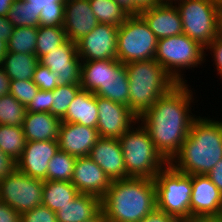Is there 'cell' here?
<instances>
[{
    "instance_id": "18",
    "label": "cell",
    "mask_w": 222,
    "mask_h": 222,
    "mask_svg": "<svg viewBox=\"0 0 222 222\" xmlns=\"http://www.w3.org/2000/svg\"><path fill=\"white\" fill-rule=\"evenodd\" d=\"M98 24L89 0H67L64 8L63 29L67 39L77 43Z\"/></svg>"
},
{
    "instance_id": "14",
    "label": "cell",
    "mask_w": 222,
    "mask_h": 222,
    "mask_svg": "<svg viewBox=\"0 0 222 222\" xmlns=\"http://www.w3.org/2000/svg\"><path fill=\"white\" fill-rule=\"evenodd\" d=\"M39 63L57 74L59 84L80 85L82 61L76 43L67 40L52 52L42 56Z\"/></svg>"
},
{
    "instance_id": "10",
    "label": "cell",
    "mask_w": 222,
    "mask_h": 222,
    "mask_svg": "<svg viewBox=\"0 0 222 222\" xmlns=\"http://www.w3.org/2000/svg\"><path fill=\"white\" fill-rule=\"evenodd\" d=\"M43 188V180L15 169L0 180V201L22 214L42 205Z\"/></svg>"
},
{
    "instance_id": "16",
    "label": "cell",
    "mask_w": 222,
    "mask_h": 222,
    "mask_svg": "<svg viewBox=\"0 0 222 222\" xmlns=\"http://www.w3.org/2000/svg\"><path fill=\"white\" fill-rule=\"evenodd\" d=\"M99 138L96 128L78 123H60L58 133L59 150L69 155L88 157Z\"/></svg>"
},
{
    "instance_id": "51",
    "label": "cell",
    "mask_w": 222,
    "mask_h": 222,
    "mask_svg": "<svg viewBox=\"0 0 222 222\" xmlns=\"http://www.w3.org/2000/svg\"><path fill=\"white\" fill-rule=\"evenodd\" d=\"M129 15H132V0H114Z\"/></svg>"
},
{
    "instance_id": "6",
    "label": "cell",
    "mask_w": 222,
    "mask_h": 222,
    "mask_svg": "<svg viewBox=\"0 0 222 222\" xmlns=\"http://www.w3.org/2000/svg\"><path fill=\"white\" fill-rule=\"evenodd\" d=\"M204 50L202 45L182 33L159 39L154 59L177 84L187 83L183 70L202 65L207 56Z\"/></svg>"
},
{
    "instance_id": "44",
    "label": "cell",
    "mask_w": 222,
    "mask_h": 222,
    "mask_svg": "<svg viewBox=\"0 0 222 222\" xmlns=\"http://www.w3.org/2000/svg\"><path fill=\"white\" fill-rule=\"evenodd\" d=\"M0 222H21V214L0 201Z\"/></svg>"
},
{
    "instance_id": "34",
    "label": "cell",
    "mask_w": 222,
    "mask_h": 222,
    "mask_svg": "<svg viewBox=\"0 0 222 222\" xmlns=\"http://www.w3.org/2000/svg\"><path fill=\"white\" fill-rule=\"evenodd\" d=\"M26 107L11 94L0 97V125L22 126Z\"/></svg>"
},
{
    "instance_id": "54",
    "label": "cell",
    "mask_w": 222,
    "mask_h": 222,
    "mask_svg": "<svg viewBox=\"0 0 222 222\" xmlns=\"http://www.w3.org/2000/svg\"><path fill=\"white\" fill-rule=\"evenodd\" d=\"M183 0H158L159 5H176Z\"/></svg>"
},
{
    "instance_id": "8",
    "label": "cell",
    "mask_w": 222,
    "mask_h": 222,
    "mask_svg": "<svg viewBox=\"0 0 222 222\" xmlns=\"http://www.w3.org/2000/svg\"><path fill=\"white\" fill-rule=\"evenodd\" d=\"M158 39L140 15H130L118 27L117 60L123 64L154 59Z\"/></svg>"
},
{
    "instance_id": "15",
    "label": "cell",
    "mask_w": 222,
    "mask_h": 222,
    "mask_svg": "<svg viewBox=\"0 0 222 222\" xmlns=\"http://www.w3.org/2000/svg\"><path fill=\"white\" fill-rule=\"evenodd\" d=\"M58 151V141H26L16 169L30 177L47 180L48 163Z\"/></svg>"
},
{
    "instance_id": "1",
    "label": "cell",
    "mask_w": 222,
    "mask_h": 222,
    "mask_svg": "<svg viewBox=\"0 0 222 222\" xmlns=\"http://www.w3.org/2000/svg\"><path fill=\"white\" fill-rule=\"evenodd\" d=\"M188 86L186 83L176 84L138 118L168 163L179 152L197 117L191 111L195 98Z\"/></svg>"
},
{
    "instance_id": "33",
    "label": "cell",
    "mask_w": 222,
    "mask_h": 222,
    "mask_svg": "<svg viewBox=\"0 0 222 222\" xmlns=\"http://www.w3.org/2000/svg\"><path fill=\"white\" fill-rule=\"evenodd\" d=\"M8 21L14 27H36L39 25L37 10L26 0H15L7 14Z\"/></svg>"
},
{
    "instance_id": "30",
    "label": "cell",
    "mask_w": 222,
    "mask_h": 222,
    "mask_svg": "<svg viewBox=\"0 0 222 222\" xmlns=\"http://www.w3.org/2000/svg\"><path fill=\"white\" fill-rule=\"evenodd\" d=\"M66 32L63 26H43L40 25L37 31L36 56H42L52 52L67 41Z\"/></svg>"
},
{
    "instance_id": "11",
    "label": "cell",
    "mask_w": 222,
    "mask_h": 222,
    "mask_svg": "<svg viewBox=\"0 0 222 222\" xmlns=\"http://www.w3.org/2000/svg\"><path fill=\"white\" fill-rule=\"evenodd\" d=\"M98 122L96 129L101 138H120L138 117L128 106L96 95Z\"/></svg>"
},
{
    "instance_id": "25",
    "label": "cell",
    "mask_w": 222,
    "mask_h": 222,
    "mask_svg": "<svg viewBox=\"0 0 222 222\" xmlns=\"http://www.w3.org/2000/svg\"><path fill=\"white\" fill-rule=\"evenodd\" d=\"M79 194L71 182L44 180L42 205L56 213Z\"/></svg>"
},
{
    "instance_id": "36",
    "label": "cell",
    "mask_w": 222,
    "mask_h": 222,
    "mask_svg": "<svg viewBox=\"0 0 222 222\" xmlns=\"http://www.w3.org/2000/svg\"><path fill=\"white\" fill-rule=\"evenodd\" d=\"M39 88L33 80H11L9 94H11L18 102L27 107L37 94Z\"/></svg>"
},
{
    "instance_id": "29",
    "label": "cell",
    "mask_w": 222,
    "mask_h": 222,
    "mask_svg": "<svg viewBox=\"0 0 222 222\" xmlns=\"http://www.w3.org/2000/svg\"><path fill=\"white\" fill-rule=\"evenodd\" d=\"M89 2L98 23L119 27L130 16L114 0H89Z\"/></svg>"
},
{
    "instance_id": "53",
    "label": "cell",
    "mask_w": 222,
    "mask_h": 222,
    "mask_svg": "<svg viewBox=\"0 0 222 222\" xmlns=\"http://www.w3.org/2000/svg\"><path fill=\"white\" fill-rule=\"evenodd\" d=\"M7 52V42L0 39V65Z\"/></svg>"
},
{
    "instance_id": "23",
    "label": "cell",
    "mask_w": 222,
    "mask_h": 222,
    "mask_svg": "<svg viewBox=\"0 0 222 222\" xmlns=\"http://www.w3.org/2000/svg\"><path fill=\"white\" fill-rule=\"evenodd\" d=\"M61 122L78 123L96 128L98 122L96 95L85 89H80L71 101Z\"/></svg>"
},
{
    "instance_id": "35",
    "label": "cell",
    "mask_w": 222,
    "mask_h": 222,
    "mask_svg": "<svg viewBox=\"0 0 222 222\" xmlns=\"http://www.w3.org/2000/svg\"><path fill=\"white\" fill-rule=\"evenodd\" d=\"M80 89L81 85L59 84L53 90V97H51V114L62 120L66 115L71 101Z\"/></svg>"
},
{
    "instance_id": "27",
    "label": "cell",
    "mask_w": 222,
    "mask_h": 222,
    "mask_svg": "<svg viewBox=\"0 0 222 222\" xmlns=\"http://www.w3.org/2000/svg\"><path fill=\"white\" fill-rule=\"evenodd\" d=\"M107 69H109V59L82 61L81 89L95 94L106 83Z\"/></svg>"
},
{
    "instance_id": "21",
    "label": "cell",
    "mask_w": 222,
    "mask_h": 222,
    "mask_svg": "<svg viewBox=\"0 0 222 222\" xmlns=\"http://www.w3.org/2000/svg\"><path fill=\"white\" fill-rule=\"evenodd\" d=\"M61 120L46 112H26L22 129L26 141H58Z\"/></svg>"
},
{
    "instance_id": "47",
    "label": "cell",
    "mask_w": 222,
    "mask_h": 222,
    "mask_svg": "<svg viewBox=\"0 0 222 222\" xmlns=\"http://www.w3.org/2000/svg\"><path fill=\"white\" fill-rule=\"evenodd\" d=\"M207 176L222 193V159L216 163Z\"/></svg>"
},
{
    "instance_id": "45",
    "label": "cell",
    "mask_w": 222,
    "mask_h": 222,
    "mask_svg": "<svg viewBox=\"0 0 222 222\" xmlns=\"http://www.w3.org/2000/svg\"><path fill=\"white\" fill-rule=\"evenodd\" d=\"M37 10V15H40V12L43 8L48 7H65V2L67 0H26Z\"/></svg>"
},
{
    "instance_id": "32",
    "label": "cell",
    "mask_w": 222,
    "mask_h": 222,
    "mask_svg": "<svg viewBox=\"0 0 222 222\" xmlns=\"http://www.w3.org/2000/svg\"><path fill=\"white\" fill-rule=\"evenodd\" d=\"M76 158L59 150L48 163L47 180L71 182Z\"/></svg>"
},
{
    "instance_id": "42",
    "label": "cell",
    "mask_w": 222,
    "mask_h": 222,
    "mask_svg": "<svg viewBox=\"0 0 222 222\" xmlns=\"http://www.w3.org/2000/svg\"><path fill=\"white\" fill-rule=\"evenodd\" d=\"M140 222H184L179 217L167 214L155 208L151 213L147 214Z\"/></svg>"
},
{
    "instance_id": "43",
    "label": "cell",
    "mask_w": 222,
    "mask_h": 222,
    "mask_svg": "<svg viewBox=\"0 0 222 222\" xmlns=\"http://www.w3.org/2000/svg\"><path fill=\"white\" fill-rule=\"evenodd\" d=\"M16 169V161H14L9 155H6L0 149V180L7 177Z\"/></svg>"
},
{
    "instance_id": "5",
    "label": "cell",
    "mask_w": 222,
    "mask_h": 222,
    "mask_svg": "<svg viewBox=\"0 0 222 222\" xmlns=\"http://www.w3.org/2000/svg\"><path fill=\"white\" fill-rule=\"evenodd\" d=\"M119 143L123 152L126 178L155 179L158 172L168 164L139 120L119 138Z\"/></svg>"
},
{
    "instance_id": "3",
    "label": "cell",
    "mask_w": 222,
    "mask_h": 222,
    "mask_svg": "<svg viewBox=\"0 0 222 222\" xmlns=\"http://www.w3.org/2000/svg\"><path fill=\"white\" fill-rule=\"evenodd\" d=\"M156 208L154 179L114 180L101 198V210L108 222H140Z\"/></svg>"
},
{
    "instance_id": "50",
    "label": "cell",
    "mask_w": 222,
    "mask_h": 222,
    "mask_svg": "<svg viewBox=\"0 0 222 222\" xmlns=\"http://www.w3.org/2000/svg\"><path fill=\"white\" fill-rule=\"evenodd\" d=\"M15 0H0V16L7 17Z\"/></svg>"
},
{
    "instance_id": "28",
    "label": "cell",
    "mask_w": 222,
    "mask_h": 222,
    "mask_svg": "<svg viewBox=\"0 0 222 222\" xmlns=\"http://www.w3.org/2000/svg\"><path fill=\"white\" fill-rule=\"evenodd\" d=\"M26 145L22 126L0 125V149L17 161Z\"/></svg>"
},
{
    "instance_id": "22",
    "label": "cell",
    "mask_w": 222,
    "mask_h": 222,
    "mask_svg": "<svg viewBox=\"0 0 222 222\" xmlns=\"http://www.w3.org/2000/svg\"><path fill=\"white\" fill-rule=\"evenodd\" d=\"M95 95L128 106L129 80L125 64L117 59H109L106 83Z\"/></svg>"
},
{
    "instance_id": "2",
    "label": "cell",
    "mask_w": 222,
    "mask_h": 222,
    "mask_svg": "<svg viewBox=\"0 0 222 222\" xmlns=\"http://www.w3.org/2000/svg\"><path fill=\"white\" fill-rule=\"evenodd\" d=\"M222 159V121L197 116L169 164L187 175H207Z\"/></svg>"
},
{
    "instance_id": "46",
    "label": "cell",
    "mask_w": 222,
    "mask_h": 222,
    "mask_svg": "<svg viewBox=\"0 0 222 222\" xmlns=\"http://www.w3.org/2000/svg\"><path fill=\"white\" fill-rule=\"evenodd\" d=\"M157 5L158 0H132V15H139L142 11Z\"/></svg>"
},
{
    "instance_id": "39",
    "label": "cell",
    "mask_w": 222,
    "mask_h": 222,
    "mask_svg": "<svg viewBox=\"0 0 222 222\" xmlns=\"http://www.w3.org/2000/svg\"><path fill=\"white\" fill-rule=\"evenodd\" d=\"M51 97H53V91L39 89L32 101L27 105L26 112L51 113Z\"/></svg>"
},
{
    "instance_id": "38",
    "label": "cell",
    "mask_w": 222,
    "mask_h": 222,
    "mask_svg": "<svg viewBox=\"0 0 222 222\" xmlns=\"http://www.w3.org/2000/svg\"><path fill=\"white\" fill-rule=\"evenodd\" d=\"M21 222H57L56 213L40 205L21 214Z\"/></svg>"
},
{
    "instance_id": "31",
    "label": "cell",
    "mask_w": 222,
    "mask_h": 222,
    "mask_svg": "<svg viewBox=\"0 0 222 222\" xmlns=\"http://www.w3.org/2000/svg\"><path fill=\"white\" fill-rule=\"evenodd\" d=\"M36 27H14L7 42V51L36 55Z\"/></svg>"
},
{
    "instance_id": "40",
    "label": "cell",
    "mask_w": 222,
    "mask_h": 222,
    "mask_svg": "<svg viewBox=\"0 0 222 222\" xmlns=\"http://www.w3.org/2000/svg\"><path fill=\"white\" fill-rule=\"evenodd\" d=\"M65 7L43 8L39 15V25L63 26Z\"/></svg>"
},
{
    "instance_id": "19",
    "label": "cell",
    "mask_w": 222,
    "mask_h": 222,
    "mask_svg": "<svg viewBox=\"0 0 222 222\" xmlns=\"http://www.w3.org/2000/svg\"><path fill=\"white\" fill-rule=\"evenodd\" d=\"M111 179H126L123 152L118 138H99L89 156Z\"/></svg>"
},
{
    "instance_id": "48",
    "label": "cell",
    "mask_w": 222,
    "mask_h": 222,
    "mask_svg": "<svg viewBox=\"0 0 222 222\" xmlns=\"http://www.w3.org/2000/svg\"><path fill=\"white\" fill-rule=\"evenodd\" d=\"M13 29L14 26L8 21L7 17L0 16V39L8 42Z\"/></svg>"
},
{
    "instance_id": "13",
    "label": "cell",
    "mask_w": 222,
    "mask_h": 222,
    "mask_svg": "<svg viewBox=\"0 0 222 222\" xmlns=\"http://www.w3.org/2000/svg\"><path fill=\"white\" fill-rule=\"evenodd\" d=\"M117 36L118 27L98 23L76 43L81 61L117 59Z\"/></svg>"
},
{
    "instance_id": "49",
    "label": "cell",
    "mask_w": 222,
    "mask_h": 222,
    "mask_svg": "<svg viewBox=\"0 0 222 222\" xmlns=\"http://www.w3.org/2000/svg\"><path fill=\"white\" fill-rule=\"evenodd\" d=\"M10 81L5 70L0 65V97L9 94Z\"/></svg>"
},
{
    "instance_id": "20",
    "label": "cell",
    "mask_w": 222,
    "mask_h": 222,
    "mask_svg": "<svg viewBox=\"0 0 222 222\" xmlns=\"http://www.w3.org/2000/svg\"><path fill=\"white\" fill-rule=\"evenodd\" d=\"M157 39L183 33L182 21L176 5H157L139 14Z\"/></svg>"
},
{
    "instance_id": "9",
    "label": "cell",
    "mask_w": 222,
    "mask_h": 222,
    "mask_svg": "<svg viewBox=\"0 0 222 222\" xmlns=\"http://www.w3.org/2000/svg\"><path fill=\"white\" fill-rule=\"evenodd\" d=\"M176 7L190 39L205 48L219 35L218 8L211 0H183Z\"/></svg>"
},
{
    "instance_id": "17",
    "label": "cell",
    "mask_w": 222,
    "mask_h": 222,
    "mask_svg": "<svg viewBox=\"0 0 222 222\" xmlns=\"http://www.w3.org/2000/svg\"><path fill=\"white\" fill-rule=\"evenodd\" d=\"M111 182L90 157L76 158L71 183L79 193L92 194L101 199L110 188Z\"/></svg>"
},
{
    "instance_id": "7",
    "label": "cell",
    "mask_w": 222,
    "mask_h": 222,
    "mask_svg": "<svg viewBox=\"0 0 222 222\" xmlns=\"http://www.w3.org/2000/svg\"><path fill=\"white\" fill-rule=\"evenodd\" d=\"M156 208L183 221L190 220L191 175L177 171L169 163L154 179Z\"/></svg>"
},
{
    "instance_id": "55",
    "label": "cell",
    "mask_w": 222,
    "mask_h": 222,
    "mask_svg": "<svg viewBox=\"0 0 222 222\" xmlns=\"http://www.w3.org/2000/svg\"><path fill=\"white\" fill-rule=\"evenodd\" d=\"M184 222H222V219H190Z\"/></svg>"
},
{
    "instance_id": "26",
    "label": "cell",
    "mask_w": 222,
    "mask_h": 222,
    "mask_svg": "<svg viewBox=\"0 0 222 222\" xmlns=\"http://www.w3.org/2000/svg\"><path fill=\"white\" fill-rule=\"evenodd\" d=\"M39 63V59L33 54L6 52L1 61V67L5 70L10 80H32Z\"/></svg>"
},
{
    "instance_id": "41",
    "label": "cell",
    "mask_w": 222,
    "mask_h": 222,
    "mask_svg": "<svg viewBox=\"0 0 222 222\" xmlns=\"http://www.w3.org/2000/svg\"><path fill=\"white\" fill-rule=\"evenodd\" d=\"M205 50L206 52L207 50L211 51L210 54L211 56L213 55L212 58L214 60L213 64L216 66L214 69L217 70V74L220 75V78L222 79V36L218 35L205 47Z\"/></svg>"
},
{
    "instance_id": "4",
    "label": "cell",
    "mask_w": 222,
    "mask_h": 222,
    "mask_svg": "<svg viewBox=\"0 0 222 222\" xmlns=\"http://www.w3.org/2000/svg\"><path fill=\"white\" fill-rule=\"evenodd\" d=\"M129 80L128 108L139 118L177 83L155 60L125 64Z\"/></svg>"
},
{
    "instance_id": "56",
    "label": "cell",
    "mask_w": 222,
    "mask_h": 222,
    "mask_svg": "<svg viewBox=\"0 0 222 222\" xmlns=\"http://www.w3.org/2000/svg\"><path fill=\"white\" fill-rule=\"evenodd\" d=\"M219 35L222 36V7L218 9Z\"/></svg>"
},
{
    "instance_id": "24",
    "label": "cell",
    "mask_w": 222,
    "mask_h": 222,
    "mask_svg": "<svg viewBox=\"0 0 222 222\" xmlns=\"http://www.w3.org/2000/svg\"><path fill=\"white\" fill-rule=\"evenodd\" d=\"M101 210V199L92 194L80 193L74 200L56 212L57 222H84Z\"/></svg>"
},
{
    "instance_id": "12",
    "label": "cell",
    "mask_w": 222,
    "mask_h": 222,
    "mask_svg": "<svg viewBox=\"0 0 222 222\" xmlns=\"http://www.w3.org/2000/svg\"><path fill=\"white\" fill-rule=\"evenodd\" d=\"M190 219H222V193L207 175H191Z\"/></svg>"
},
{
    "instance_id": "37",
    "label": "cell",
    "mask_w": 222,
    "mask_h": 222,
    "mask_svg": "<svg viewBox=\"0 0 222 222\" xmlns=\"http://www.w3.org/2000/svg\"><path fill=\"white\" fill-rule=\"evenodd\" d=\"M57 77L47 66L38 63L32 80L40 90L53 91L59 85Z\"/></svg>"
},
{
    "instance_id": "57",
    "label": "cell",
    "mask_w": 222,
    "mask_h": 222,
    "mask_svg": "<svg viewBox=\"0 0 222 222\" xmlns=\"http://www.w3.org/2000/svg\"><path fill=\"white\" fill-rule=\"evenodd\" d=\"M214 5L219 9L222 7V0H211Z\"/></svg>"
},
{
    "instance_id": "52",
    "label": "cell",
    "mask_w": 222,
    "mask_h": 222,
    "mask_svg": "<svg viewBox=\"0 0 222 222\" xmlns=\"http://www.w3.org/2000/svg\"><path fill=\"white\" fill-rule=\"evenodd\" d=\"M84 222H108L102 210H100L94 217Z\"/></svg>"
}]
</instances>
